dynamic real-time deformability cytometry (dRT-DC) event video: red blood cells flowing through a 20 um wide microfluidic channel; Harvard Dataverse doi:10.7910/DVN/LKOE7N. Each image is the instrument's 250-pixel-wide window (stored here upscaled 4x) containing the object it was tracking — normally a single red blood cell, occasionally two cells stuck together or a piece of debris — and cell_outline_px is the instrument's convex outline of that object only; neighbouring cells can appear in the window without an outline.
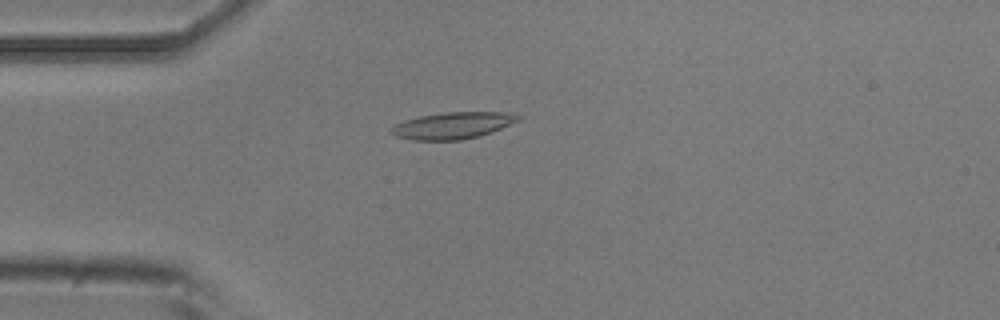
{"species": "common noctule bat (a hibernating species)", "species_latin": "Nyctalus noctula", "temperature_condition": "room temperature", "stored_images_in_passage": 4, "camera_frame_rate_fps": 3000, "um_per_image_px": 0.085, "animal": {"sex": "male", "body_mass_g": 20.5, "forearm_length_mm": 52.5}, "frame": {"image": 1, "passage_image": 4, "time_ms": 4.333, "image_size_px": [1000, 320], "cell_outline_px": [[524, 116], [520, 120], [492, 132], [480, 136], [460, 140], [412, 140], [396, 136], [392, 132], [392, 128], [396, 124], [404, 120], [420, 116], [444, 112], [504, 112]], "centroid_in_image_um": [38.53, 10.66], "position_along_channel_um": 46.5, "area_um2": 19.71}}